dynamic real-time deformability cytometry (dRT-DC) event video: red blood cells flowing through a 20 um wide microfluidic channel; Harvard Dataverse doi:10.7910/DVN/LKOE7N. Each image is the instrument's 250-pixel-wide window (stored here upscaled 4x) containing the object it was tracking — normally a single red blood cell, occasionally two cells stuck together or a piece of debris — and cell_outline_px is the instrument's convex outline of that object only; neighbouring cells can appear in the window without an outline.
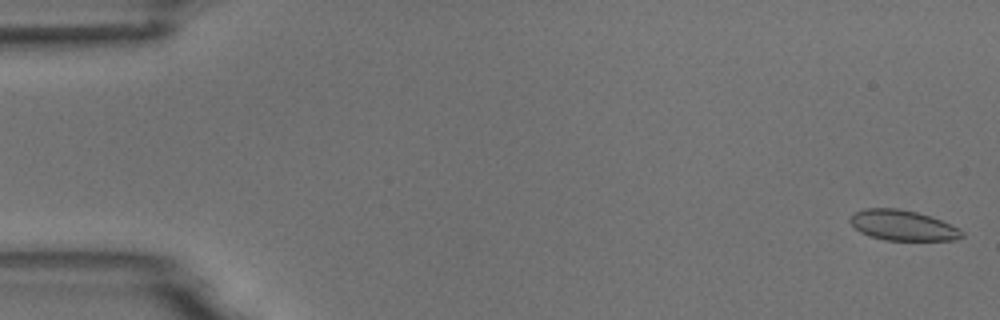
{"species": "common noctule bat (a hibernating species)", "species_latin": "Nyctalus noctula", "temperature_condition": "room temperature", "stored_images_in_passage": 6, "camera_frame_rate_fps": 3000, "um_per_image_px": 0.085, "animal": {"sex": "male", "body_mass_g": 18.8}, "frame": {"image": 1, "passage_image": 1, "time_ms": 0.0, "image_size_px": [1000, 320], "cell_outline_px": [[964, 236], [956, 240], [884, 240], [868, 236], [860, 232], [848, 220], [852, 212], [864, 208], [896, 208], [916, 212], [940, 220], [964, 232]], "centroid_in_image_um": [76.66, 19.15], "position_along_channel_um": 8.3, "area_um2": 19.71}}
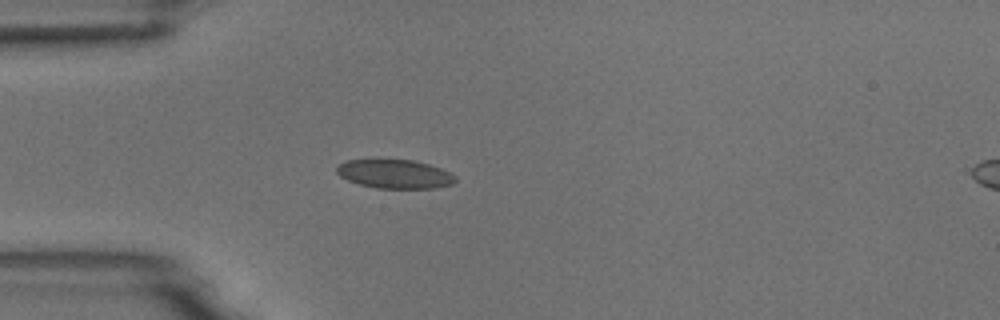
{"frame": {"image": 2, "passage_image": 5, "time_ms": 4.667, "image_size_px": [1000, 320], "cell_outline_px": [[456, 180], [452, 184], [432, 188], [376, 188], [360, 184], [348, 180], [340, 176], [336, 172], [336, 168], [340, 164], [348, 160], [412, 160], [428, 164], [440, 168], [456, 176]], "centroid_in_image_um": [33.55, 14.79], "position_along_channel_um": 51.4, "area_um2": 19.65}}